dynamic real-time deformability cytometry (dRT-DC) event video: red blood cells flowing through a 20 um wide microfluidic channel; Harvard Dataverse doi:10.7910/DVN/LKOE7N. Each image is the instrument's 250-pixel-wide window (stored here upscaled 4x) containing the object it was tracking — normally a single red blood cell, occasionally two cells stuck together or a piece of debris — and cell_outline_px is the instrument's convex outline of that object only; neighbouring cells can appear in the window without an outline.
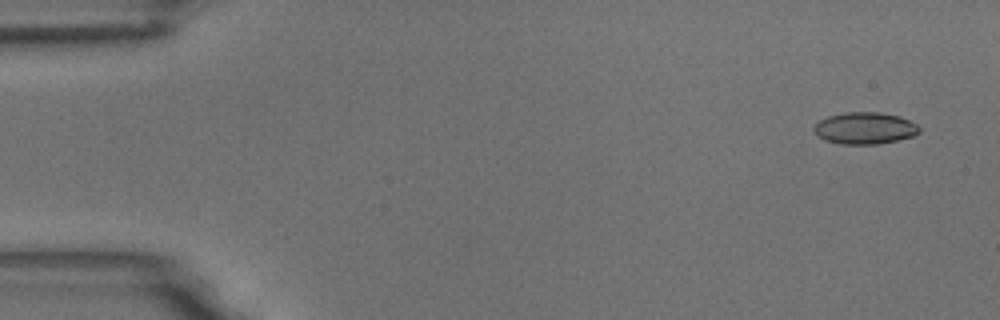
{"species": "common noctule bat (a hibernating species)", "species_latin": "Nyctalus noctula", "temperature_condition": "room temperature", "stored_images_in_passage": 4, "camera_frame_rate_fps": 3000, "um_per_image_px": 0.085, "animal": {"sex": "male", "body_mass_g": 18.8}, "frame": {"image": 1, "passage_image": 1, "time_ms": 0.0, "image_size_px": [1000, 320], "cell_outline_px": [[920, 132], [916, 136], [876, 144], [840, 144], [824, 140], [816, 136], [812, 128], [820, 120], [828, 116], [844, 112], [880, 112], [900, 116], [916, 124], [920, 128]], "centroid_in_image_um": [73.5, 10.89], "position_along_channel_um": 11.5, "area_um2": 19.71}}
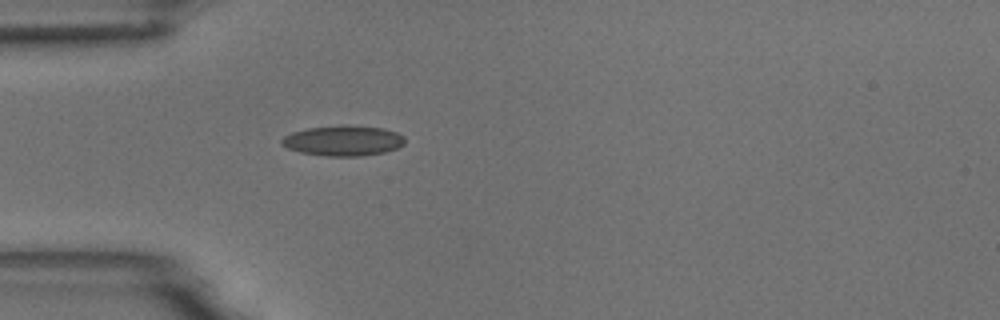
{"frame": {"image": 2, "passage_image": 4, "time_ms": 4.333, "image_size_px": [1000, 320], "cell_outline_px": [[404, 144], [396, 148], [384, 152], [360, 156], [324, 156], [300, 152], [288, 148], [280, 144], [280, 140], [284, 136], [292, 132], [308, 128], [340, 124], [348, 124], [384, 128], [396, 132], [404, 136]], "centroid_in_image_um": [29.15, 11.94], "position_along_channel_um": 55.8, "area_um2": 22.02}}